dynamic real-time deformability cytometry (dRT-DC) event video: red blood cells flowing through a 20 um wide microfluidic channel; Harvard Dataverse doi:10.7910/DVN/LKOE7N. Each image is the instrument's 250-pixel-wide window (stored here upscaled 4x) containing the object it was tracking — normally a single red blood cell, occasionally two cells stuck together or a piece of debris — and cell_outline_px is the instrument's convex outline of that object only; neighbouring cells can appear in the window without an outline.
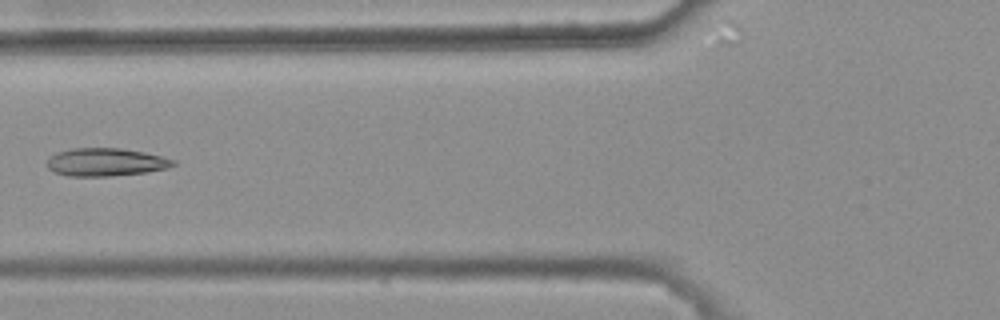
{"species": "common noctule bat (a hibernating species)", "species_latin": "Nyctalus noctula", "temperature_condition": "warm", "stored_images_in_passage": 6, "camera_frame_rate_fps": 3000, "um_per_image_px": 0.085, "animal": {"sex": "female", "body_mass_g": 25.1}, "frame": {"image": 1, "passage_image": 5, "time_ms": 1.333, "image_size_px": [1000, 320], "cell_outline_px": [[176, 164], [164, 168], [144, 172], [108, 176], [68, 176], [56, 172], [48, 168], [44, 164], [56, 152], [72, 148], [120, 148], [144, 152], [176, 160]], "centroid_in_image_um": [8.94, 13.77], "position_along_channel_um": 116.9, "area_um2": 20.35}}
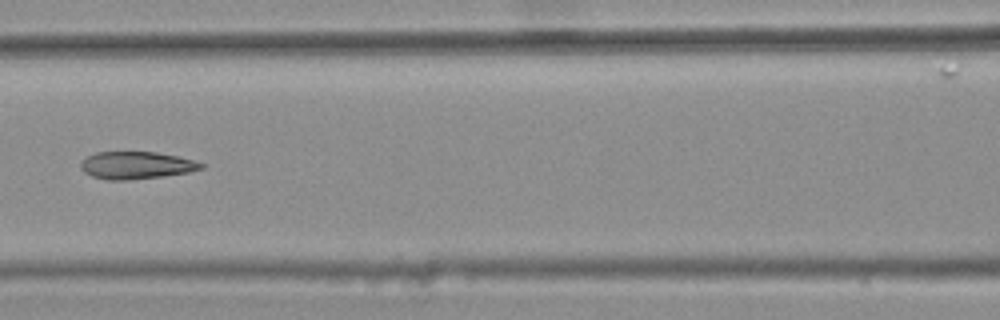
{"frame": {"image": 2, "passage_image": 6, "time_ms": 1.667, "image_size_px": [1000, 320], "cell_outline_px": [[204, 168], [188, 172], [164, 176], [128, 180], [108, 180], [92, 176], [84, 172], [80, 168], [80, 164], [88, 156], [96, 152], [156, 152], [176, 156], [192, 160], [204, 164]], "centroid_in_image_um": [11.57, 14.05], "position_along_channel_um": 155.0, "area_um2": 19.07}}